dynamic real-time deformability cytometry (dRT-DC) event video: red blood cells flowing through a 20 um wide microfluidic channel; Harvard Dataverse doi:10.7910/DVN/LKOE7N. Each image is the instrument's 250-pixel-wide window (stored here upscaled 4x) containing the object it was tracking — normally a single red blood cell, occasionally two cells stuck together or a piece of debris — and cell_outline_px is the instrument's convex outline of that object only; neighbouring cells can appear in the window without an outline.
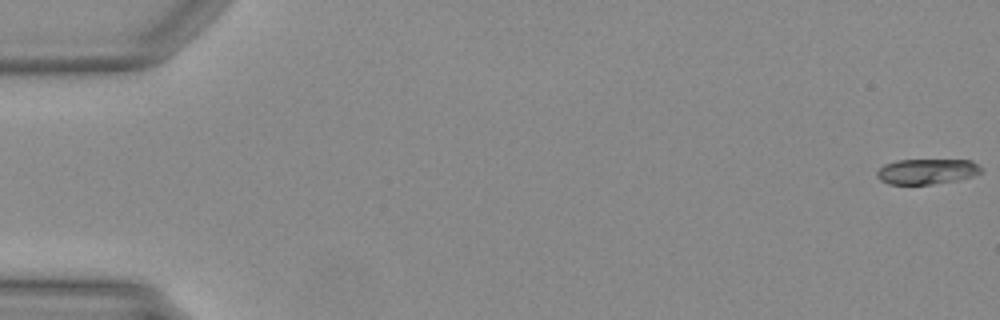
{"species": "Egyptian fruit bat (a non-hibernating species)", "species_latin": "Rousettus aegyptiacus", "temperature_condition": "warm", "stored_images_in_passage": 7, "camera_frame_rate_fps": 3000, "um_per_image_px": 0.085, "animal": {"sex": "female"}, "frame": {"image": 1, "passage_image": 1, "time_ms": 0.0, "image_size_px": [1000, 320], "cell_outline_px": [[980, 172], [972, 176], [956, 180], [932, 184], [888, 184], [880, 180], [876, 176], [876, 172], [884, 164], [896, 160], [972, 160], [980, 168]], "centroid_in_image_um": [78.72, 14.57], "position_along_channel_um": 6.3, "area_um2": 15.26}}